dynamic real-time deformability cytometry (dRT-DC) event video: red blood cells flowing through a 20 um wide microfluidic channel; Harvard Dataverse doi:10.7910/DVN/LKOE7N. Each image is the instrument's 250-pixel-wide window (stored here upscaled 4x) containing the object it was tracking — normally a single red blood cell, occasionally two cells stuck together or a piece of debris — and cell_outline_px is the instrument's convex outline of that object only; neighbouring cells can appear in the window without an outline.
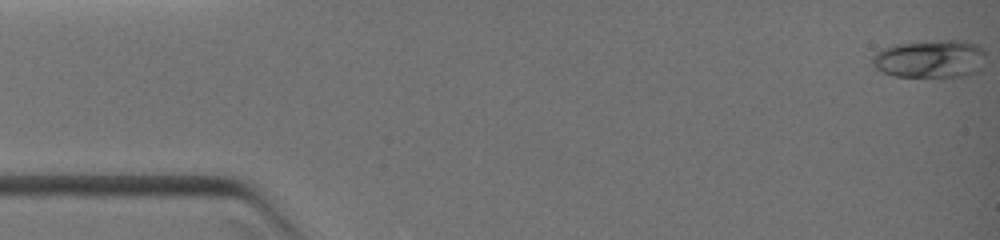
{"species": "common noctule bat (a hibernating species)", "species_latin": "Nyctalus noctula", "temperature_condition": "warm", "stored_images_in_passage": 36, "camera_frame_rate_fps": 3000, "um_per_image_px": 0.085, "animal": {"sex": "female", "body_mass_g": 19.0, "forearm_length_mm": 51.5}, "frame": {"image": 1, "passage_image": 1, "time_ms": 0.0, "image_size_px": [1000, 240], "cell_outline_px": [[984, 52], [972, 72], [960, 76], [896, 76], [884, 72], [876, 68], [872, 64], [872, 56], [876, 52], [884, 48], [904, 44], [948, 40], [972, 44], [980, 48]], "centroid_in_image_um": [78.92, 5.02], "position_along_channel_um": 6.1, "area_um2": 23.47}}
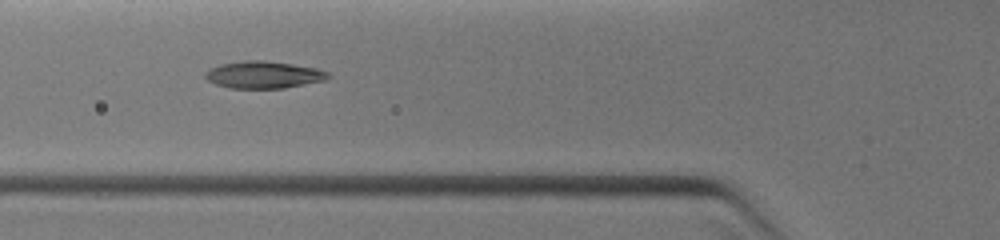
{"frame": {"image": 2, "passage_image": 25, "time_ms": 4.333, "image_size_px": [1000, 240], "cell_outline_px": [[332, 76], [324, 80], [284, 88], [228, 88], [216, 84], [208, 80], [204, 76], [212, 68], [220, 64], [244, 60], [264, 60], [320, 68], [328, 72]], "centroid_in_image_um": [22.45, 6.35], "position_along_channel_um": 103.4, "area_um2": 19.36}}
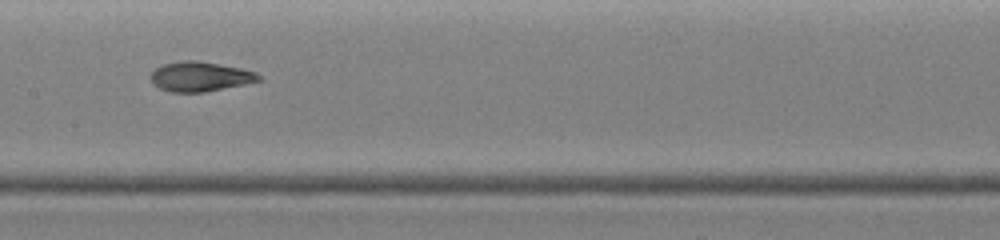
{"frame": {"image": 3, "passage_image": 35, "time_ms": 6.0, "image_size_px": [1000, 240], "cell_outline_px": [[260, 80], [244, 84], [204, 92], [172, 92], [160, 88], [152, 84], [148, 76], [156, 68], [164, 64], [180, 60], [196, 60], [240, 68], [256, 72], [260, 76]], "centroid_in_image_um": [16.95, 6.5], "position_along_channel_um": 190.4, "area_um2": 18.61}}